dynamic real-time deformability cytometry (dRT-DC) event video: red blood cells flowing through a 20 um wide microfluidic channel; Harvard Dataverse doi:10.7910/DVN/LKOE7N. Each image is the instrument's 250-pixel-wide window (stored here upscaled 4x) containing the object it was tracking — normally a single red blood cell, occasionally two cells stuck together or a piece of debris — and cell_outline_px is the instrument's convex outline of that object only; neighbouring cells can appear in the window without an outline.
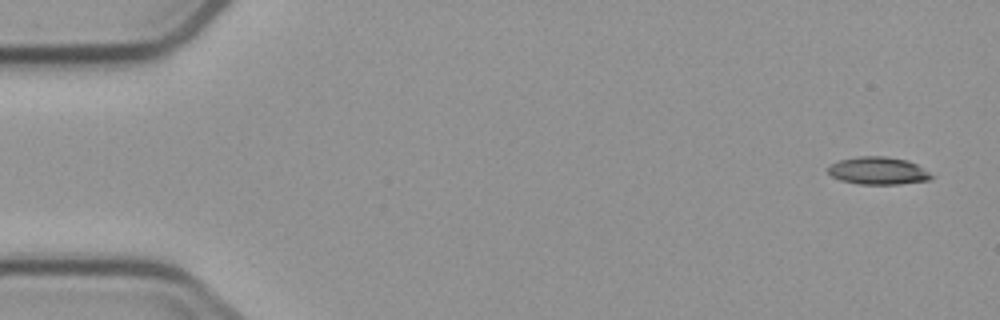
{"species": "common noctule bat (a hibernating species)", "species_latin": "Nyctalus noctula", "temperature_condition": "cold", "stored_images_in_passage": 6, "segment_of_instrument_passage": [1, 2], "camera_frame_rate_fps": 3000, "um_per_image_px": 0.085, "animal": {"sex": "male", "body_mass_g": 23.1, "forearm_length_mm": 52.7}, "frame": {"image": 1, "passage_image": 1, "time_ms": 0.0, "image_size_px": [1000, 320], "cell_outline_px": [[936, 176], [928, 180], [900, 184], [860, 184], [840, 180], [832, 176], [828, 172], [828, 168], [832, 164], [840, 160], [860, 156], [884, 156], [908, 160], [916, 164]], "centroid_in_image_um": [74.67, 14.51], "position_along_channel_um": 10.3, "area_um2": 16.53}}
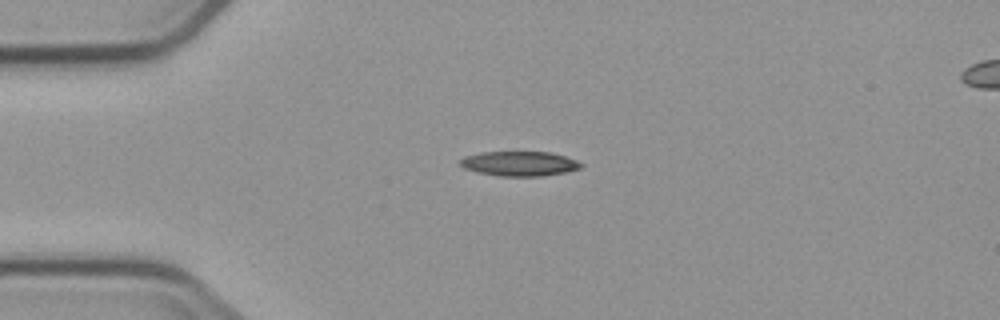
{"frame": {"image": 2, "passage_image": 4, "time_ms": 3.667, "image_size_px": [1000, 320], "cell_outline_px": [[584, 164], [580, 168], [564, 172], [544, 176], [496, 176], [476, 172], [464, 168], [460, 164], [460, 160], [464, 156], [480, 152], [552, 152], [576, 160]], "centroid_in_image_um": [44.13, 13.91], "position_along_channel_um": 40.9, "area_um2": 17.46}}